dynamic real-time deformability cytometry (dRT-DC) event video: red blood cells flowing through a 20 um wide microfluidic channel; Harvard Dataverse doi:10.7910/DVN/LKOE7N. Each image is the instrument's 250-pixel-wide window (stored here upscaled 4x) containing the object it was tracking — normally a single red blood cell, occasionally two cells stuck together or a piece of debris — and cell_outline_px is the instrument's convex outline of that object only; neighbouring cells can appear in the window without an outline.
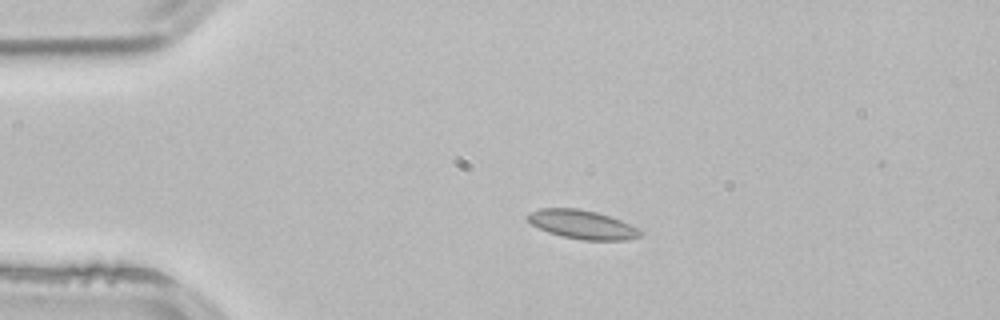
{"species": "common noctule bat (a hibernating species)", "species_latin": "Nyctalus noctula", "temperature_condition": "room temperature", "stored_images_in_passage": 4, "camera_frame_rate_fps": 3000, "um_per_image_px": 0.085, "animal": {"sex": "male", "body_mass_g": 21.5, "forearm_length_mm": 52.0}, "frame": {"image": 1, "passage_image": 3, "time_ms": 0.667, "image_size_px": [1000, 320], "cell_outline_px": [[644, 232], [640, 236], [628, 240], [584, 240], [564, 236], [548, 232], [532, 224], [528, 220], [528, 212], [540, 208], [576, 208], [596, 212], [620, 220], [640, 228]], "centroid_in_image_um": [49.53, 19.08], "position_along_channel_um": 35.5, "area_um2": 18.79}}
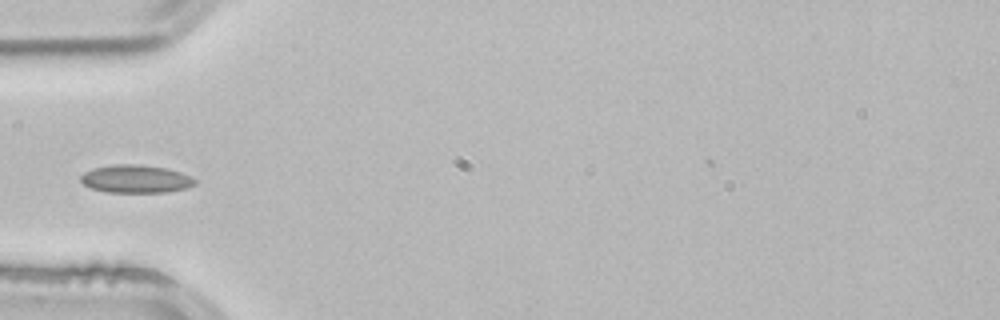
{"frame": {"image": 2, "passage_image": 4, "time_ms": 1.0, "image_size_px": [1000, 320], "cell_outline_px": [[196, 184], [188, 188], [168, 192], [104, 192], [92, 188], [84, 184], [80, 180], [80, 176], [84, 172], [92, 168], [112, 164], [136, 164], [164, 168], [180, 172], [192, 176], [196, 180]], "centroid_in_image_um": [11.54, 15.21], "position_along_channel_um": 73.5, "area_um2": 18.73}}